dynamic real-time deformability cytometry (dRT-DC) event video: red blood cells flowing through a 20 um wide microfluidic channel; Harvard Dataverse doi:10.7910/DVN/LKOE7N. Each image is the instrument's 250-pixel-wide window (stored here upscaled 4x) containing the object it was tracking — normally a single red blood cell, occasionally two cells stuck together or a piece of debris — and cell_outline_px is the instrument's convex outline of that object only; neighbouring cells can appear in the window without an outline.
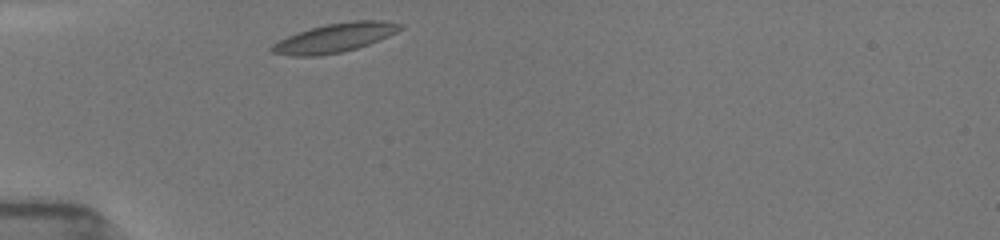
{"species": "common noctule bat (a hibernating species)", "species_latin": "Nyctalus noctula", "temperature_condition": "room temperature", "stored_images_in_passage": 27, "camera_frame_rate_fps": 3000, "um_per_image_px": 0.085, "animal": {"sex": "female", "body_mass_g": 19.5, "forearm_length_mm": 54.1}, "frame": {"image": 1, "passage_image": 1, "time_ms": 0.0, "image_size_px": [1000, 240], "cell_outline_px": [[404, 28], [388, 36], [368, 44], [356, 48], [340, 52], [320, 56], [292, 56], [272, 52], [268, 48], [272, 44], [288, 36], [312, 28], [328, 24], [352, 20], [380, 20], [404, 24]], "centroid_in_image_um": [28.48, 3.21], "position_along_channel_um": 56.5, "area_um2": 21.44}}
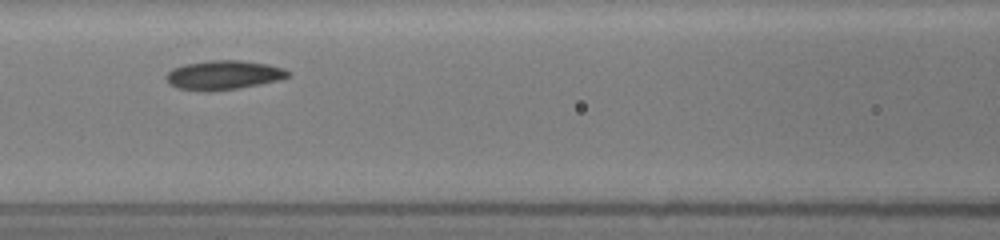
{"frame": {"image": 2, "passage_image": 9, "time_ms": 2.667, "image_size_px": [1000, 240], "cell_outline_px": [[292, 72], [288, 76], [280, 80], [260, 84], [236, 88], [208, 92], [204, 92], [176, 88], [168, 84], [164, 76], [172, 68], [184, 64], [212, 60], [244, 60], [268, 64], [284, 68]], "centroid_in_image_um": [18.98, 6.38], "position_along_channel_um": 147.6, "area_um2": 21.04}}
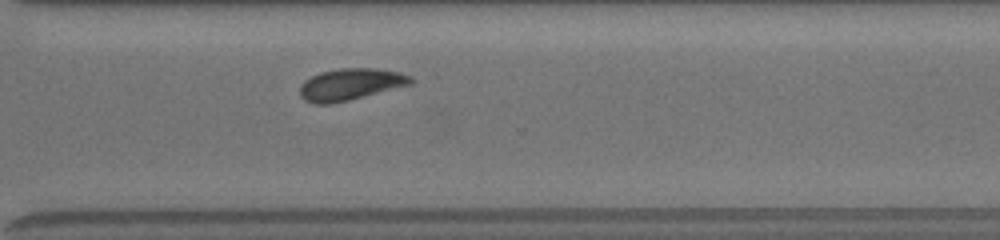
{"frame": {"image": 3, "passage_image": 25, "time_ms": 7.667, "image_size_px": [1000, 240], "cell_outline_px": [[416, 80], [412, 84], [348, 100], [328, 104], [316, 104], [304, 100], [300, 96], [300, 84], [304, 80], [320, 72], [340, 68], [376, 68], [400, 72], [412, 76]], "centroid_in_image_um": [29.8, 7.16], "position_along_channel_um": 340.8, "area_um2": 20.58}}